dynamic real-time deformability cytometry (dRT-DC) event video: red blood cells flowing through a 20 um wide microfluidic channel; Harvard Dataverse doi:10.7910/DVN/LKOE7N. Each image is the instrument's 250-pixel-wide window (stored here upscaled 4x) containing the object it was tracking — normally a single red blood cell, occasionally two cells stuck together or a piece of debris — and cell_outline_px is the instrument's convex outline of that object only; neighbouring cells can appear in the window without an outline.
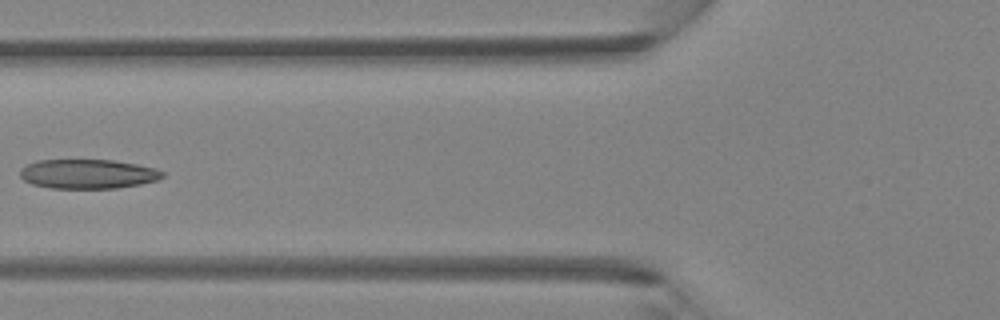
{"species": "Egyptian fruit bat (a non-hibernating species)", "species_latin": "Rousettus aegyptiacus", "temperature_condition": "room temperature", "stored_images_in_passage": 4, "camera_frame_rate_fps": 3000, "um_per_image_px": 0.085, "animal": {"sex": "female"}, "frame": {"image": 1, "passage_image": 4, "time_ms": 1.0, "image_size_px": [1000, 320], "cell_outline_px": [[164, 176], [156, 180], [140, 184], [116, 188], [52, 188], [32, 184], [24, 180], [20, 176], [20, 168], [36, 160], [112, 160], [136, 164], [156, 168], [164, 172]], "centroid_in_image_um": [7.46, 14.78], "position_along_channel_um": 118.3, "area_um2": 24.33}}